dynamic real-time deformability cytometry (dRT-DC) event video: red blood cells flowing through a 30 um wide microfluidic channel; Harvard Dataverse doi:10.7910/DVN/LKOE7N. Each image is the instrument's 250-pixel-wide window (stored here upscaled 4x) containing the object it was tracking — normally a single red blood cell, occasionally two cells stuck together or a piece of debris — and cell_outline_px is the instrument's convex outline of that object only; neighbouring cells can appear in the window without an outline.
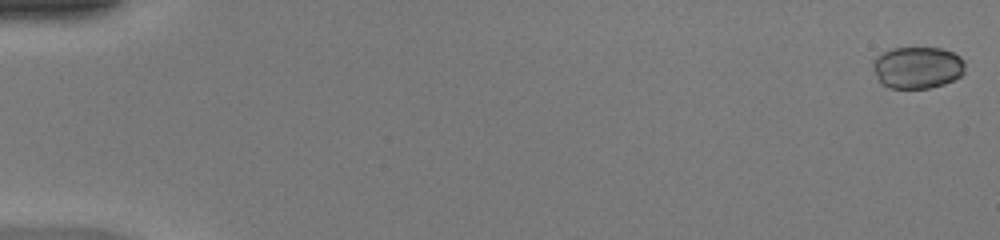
{"species": "common noctule bat (a hibernating species)", "species_latin": "Nyctalus noctula", "temperature_condition": "warm", "stored_images_in_passage": 16, "camera_frame_rate_fps": 3000, "um_per_image_px": 0.085, "animal": {"sex": "female", "body_mass_g": 20.0, "forearm_length_mm": 54.0}, "frame": {"image": 1, "passage_image": 1, "time_ms": 0.0, "image_size_px": [1000, 240], "cell_outline_px": [[964, 72], [960, 76], [944, 84], [928, 88], [888, 88], [880, 84], [872, 68], [872, 60], [876, 56], [892, 48], [940, 48], [952, 52], [960, 56], [964, 60]], "centroid_in_image_um": [77.94, 5.74], "position_along_channel_um": 7.1, "area_um2": 22.66}}
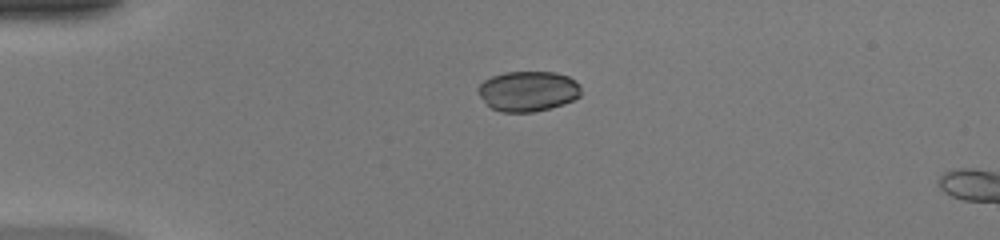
{"frame": {"image": 2, "passage_image": 13, "time_ms": 4.0, "image_size_px": [1000, 240], "cell_outline_px": [[580, 96], [564, 104], [552, 108], [532, 112], [500, 112], [492, 108], [476, 92], [476, 88], [484, 80], [492, 76], [504, 72], [556, 72], [568, 76], [580, 84]], "centroid_in_image_um": [44.87, 7.75], "position_along_channel_um": 40.1, "area_um2": 24.28}}